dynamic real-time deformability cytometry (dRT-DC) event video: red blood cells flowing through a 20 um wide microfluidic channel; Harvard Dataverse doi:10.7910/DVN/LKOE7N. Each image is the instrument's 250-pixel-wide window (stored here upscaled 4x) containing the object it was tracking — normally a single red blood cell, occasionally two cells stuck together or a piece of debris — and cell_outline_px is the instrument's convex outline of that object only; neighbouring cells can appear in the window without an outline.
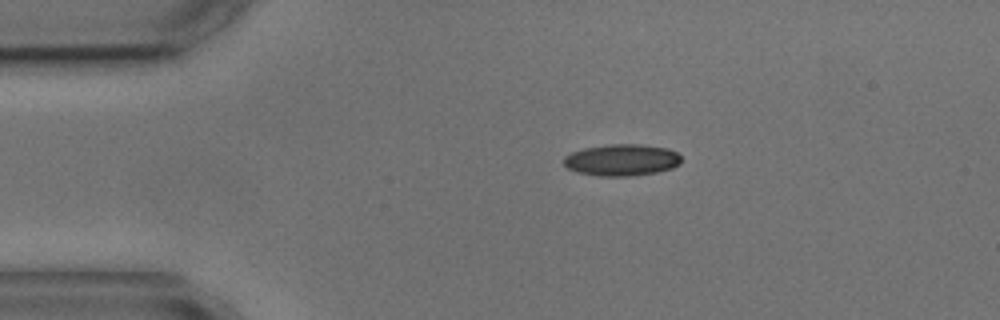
{"species": "common noctule bat (a hibernating species)", "species_latin": "Nyctalus noctula", "temperature_condition": "cold", "stored_images_in_passage": 3, "camera_frame_rate_fps": 3000, "um_per_image_px": 0.085, "animal": {"sex": "male", "body_mass_g": 17.9, "forearm_length_mm": 54.2}, "frame": {"image": 1, "passage_image": 2, "time_ms": 1.333, "image_size_px": [1000, 320], "cell_outline_px": [[680, 164], [672, 168], [656, 172], [632, 176], [600, 176], [580, 172], [568, 168], [564, 164], [564, 156], [572, 152], [584, 148], [612, 144], [640, 144], [668, 148], [676, 152], [680, 156]], "centroid_in_image_um": [52.87, 13.59], "position_along_channel_um": 32.1, "area_um2": 21.56}}